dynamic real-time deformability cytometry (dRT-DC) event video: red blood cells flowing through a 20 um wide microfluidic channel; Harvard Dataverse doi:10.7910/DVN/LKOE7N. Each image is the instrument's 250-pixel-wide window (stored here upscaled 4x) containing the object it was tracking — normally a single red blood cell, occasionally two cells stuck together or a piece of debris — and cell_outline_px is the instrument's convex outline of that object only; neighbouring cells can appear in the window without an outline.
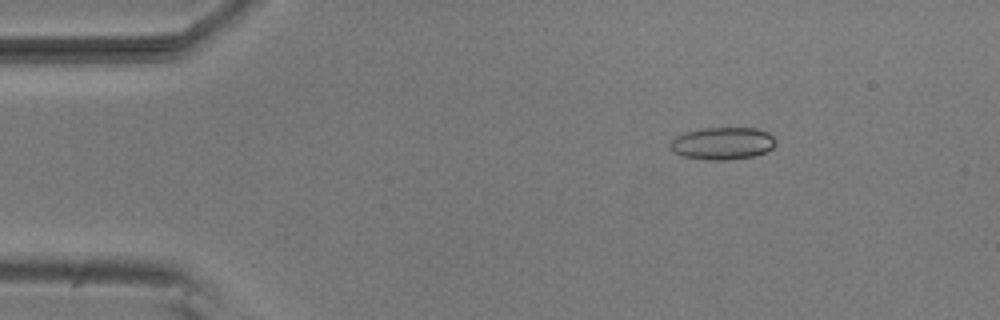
{"species": "common noctule bat (a hibernating species)", "species_latin": "Nyctalus noctula", "temperature_condition": "room temperature", "stored_images_in_passage": 5, "camera_frame_rate_fps": 3000, "um_per_image_px": 0.085, "animal": {"sex": "male", "body_mass_g": 20.5, "forearm_length_mm": 52.5}, "frame": {"image": 1, "passage_image": 3, "time_ms": 0.667, "image_size_px": [1000, 320], "cell_outline_px": [[776, 144], [772, 148], [764, 152], [752, 156], [728, 160], [708, 160], [680, 156], [672, 152], [668, 144], [676, 136], [684, 132], [704, 128], [756, 128], [768, 132], [776, 140]], "centroid_in_image_um": [61.37, 12.19], "position_along_channel_um": 23.6, "area_um2": 20.06}}